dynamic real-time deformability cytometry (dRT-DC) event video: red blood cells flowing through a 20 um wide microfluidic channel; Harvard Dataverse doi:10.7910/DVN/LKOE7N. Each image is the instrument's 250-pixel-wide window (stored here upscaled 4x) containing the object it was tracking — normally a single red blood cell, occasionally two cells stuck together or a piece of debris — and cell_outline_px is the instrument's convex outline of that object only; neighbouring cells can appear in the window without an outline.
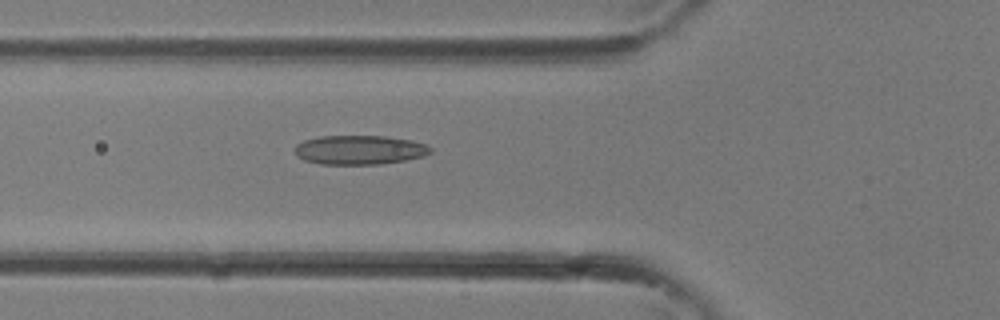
{"species": "common noctule bat (a hibernating species)", "species_latin": "Nyctalus noctula", "temperature_condition": "room temperature", "stored_images_in_passage": 28, "camera_frame_rate_fps": 3000, "um_per_image_px": 0.085, "animal": {"sex": "female"}, "frame": {"image": 1, "passage_image": 7, "time_ms": 2.0, "image_size_px": [1000, 320], "cell_outline_px": [[432, 152], [424, 156], [408, 160], [380, 164], [320, 164], [304, 160], [296, 156], [292, 148], [296, 144], [304, 140], [320, 136], [384, 136], [412, 140], [424, 144], [432, 148]], "centroid_in_image_um": [30.54, 12.74], "position_along_channel_um": 95.3, "area_um2": 23.35}}
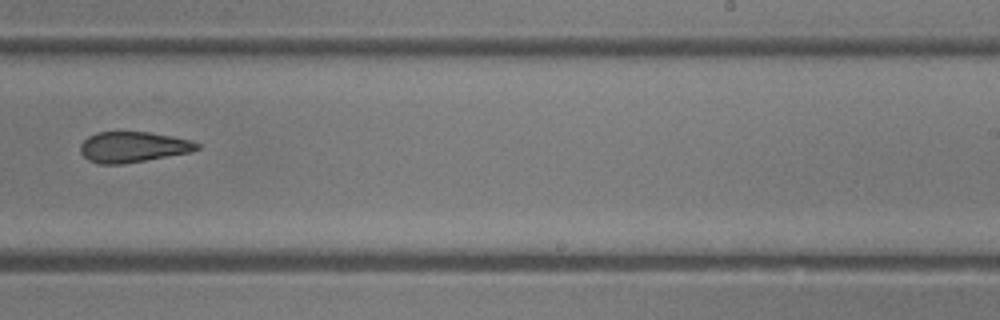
{"frame": {"image": 2, "passage_image": 16, "time_ms": 5.0, "image_size_px": [1000, 320], "cell_outline_px": [[200, 148], [192, 152], [120, 164], [100, 164], [88, 160], [80, 152], [80, 144], [88, 136], [96, 132], [148, 132], [172, 136], [192, 140], [200, 144]], "centroid_in_image_um": [11.31, 12.49], "position_along_channel_um": 277.7, "area_um2": 20.81}}
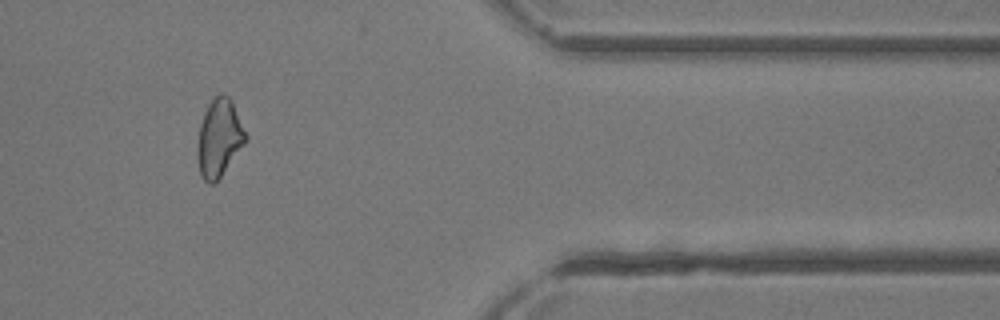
{"frame": {"image": 3, "passage_image": 23, "time_ms": 7.333, "image_size_px": [1000, 320], "cell_outline_px": [[248, 140], [216, 184], [208, 184], [200, 176], [196, 156], [196, 152], [200, 124], [204, 112], [208, 104], [220, 92], [224, 92], [232, 100], [248, 136]], "centroid_in_image_um": [18.63, 11.76], "position_along_channel_um": 392.8, "area_um2": 22.43}}